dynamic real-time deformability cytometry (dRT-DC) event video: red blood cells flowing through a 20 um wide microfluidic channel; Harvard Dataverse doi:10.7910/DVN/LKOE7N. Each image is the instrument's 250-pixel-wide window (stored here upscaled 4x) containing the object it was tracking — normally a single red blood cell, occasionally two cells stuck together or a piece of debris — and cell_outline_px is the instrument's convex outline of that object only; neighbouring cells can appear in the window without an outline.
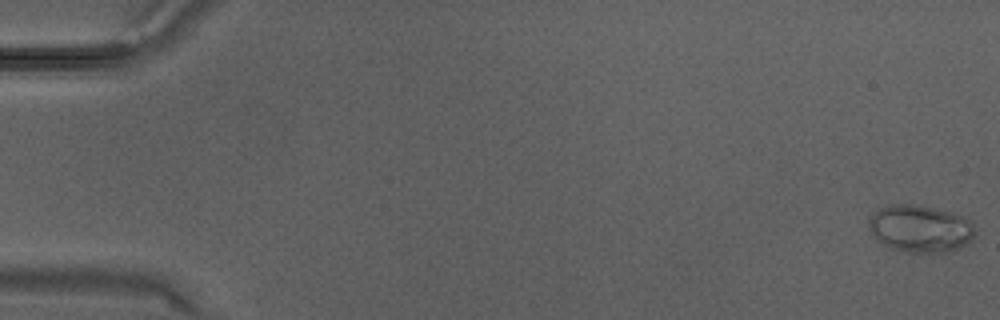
{"species": "Egyptian fruit bat (a non-hibernating species)", "species_latin": "Rousettus aegyptiacus", "temperature_condition": "warm", "stored_images_in_passage": 8, "camera_frame_rate_fps": 3000, "um_per_image_px": 0.085, "animal": {"sex": "male"}, "frame": {"image": 1, "passage_image": 1, "time_ms": 0.0, "image_size_px": [1000, 320], "cell_outline_px": [[972, 240], [960, 248], [948, 252], [904, 252], [880, 244], [868, 228], [868, 216], [880, 208], [888, 204], [916, 204], [952, 212], [964, 216], [968, 220], [972, 228]], "centroid_in_image_um": [78.15, 19.43], "position_along_channel_um": 6.8, "area_um2": 29.42}}